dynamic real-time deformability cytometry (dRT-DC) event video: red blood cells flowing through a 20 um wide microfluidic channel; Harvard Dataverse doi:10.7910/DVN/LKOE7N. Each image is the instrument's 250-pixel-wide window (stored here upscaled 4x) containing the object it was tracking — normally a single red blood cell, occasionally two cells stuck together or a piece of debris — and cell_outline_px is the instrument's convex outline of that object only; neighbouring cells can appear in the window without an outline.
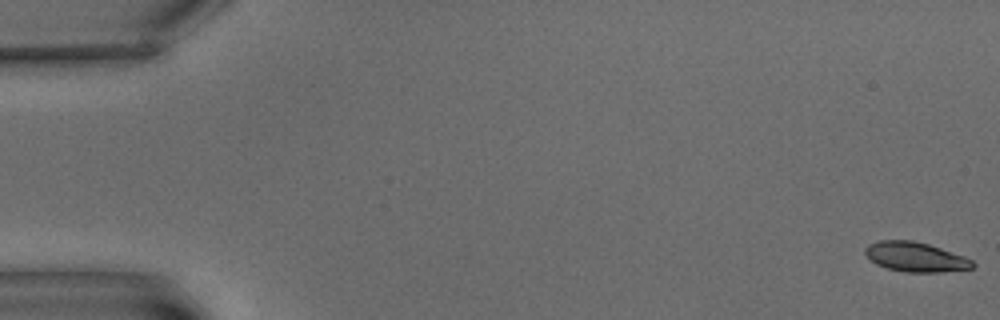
{"species": "common noctule bat (a hibernating species)", "species_latin": "Nyctalus noctula", "temperature_condition": "warm", "stored_images_in_passage": 6, "camera_frame_rate_fps": 3000, "um_per_image_px": 0.085, "animal": {"sex": "male", "body_mass_g": 15.6}, "frame": {"image": 1, "passage_image": 1, "time_ms": 0.0, "image_size_px": [1000, 320], "cell_outline_px": [[976, 264], [972, 268], [940, 272], [904, 272], [888, 268], [876, 264], [864, 252], [864, 248], [868, 244], [880, 240], [912, 240], [928, 244], [964, 256], [972, 260]], "centroid_in_image_um": [77.81, 21.83], "position_along_channel_um": 7.2, "area_um2": 18.44}}
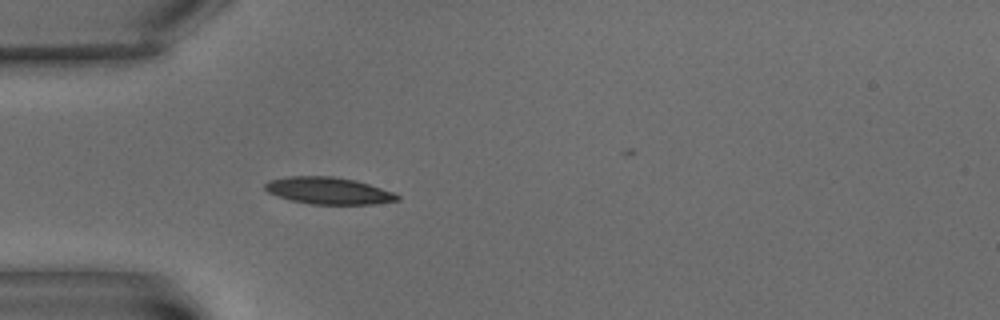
{"frame": {"image": 2, "passage_image": 6, "time_ms": 6.667, "image_size_px": [1000, 320], "cell_outline_px": [[400, 200], [376, 204], [312, 204], [292, 200], [268, 192], [264, 188], [264, 184], [268, 180], [288, 176], [332, 176], [356, 180], [392, 192], [400, 196]], "centroid_in_image_um": [27.92, 16.2], "position_along_channel_um": 57.1, "area_um2": 20.63}}